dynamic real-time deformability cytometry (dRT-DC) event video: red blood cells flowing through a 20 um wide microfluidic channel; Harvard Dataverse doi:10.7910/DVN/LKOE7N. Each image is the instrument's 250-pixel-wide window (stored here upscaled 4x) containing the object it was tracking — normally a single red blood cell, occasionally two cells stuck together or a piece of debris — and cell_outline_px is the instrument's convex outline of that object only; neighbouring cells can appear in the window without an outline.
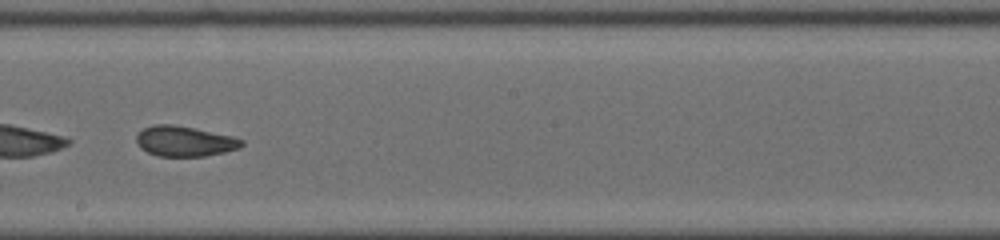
{"species": "common noctule bat (a hibernating species)", "species_latin": "Nyctalus noctula", "temperature_condition": "cold", "stored_images_in_passage": 38, "camera_frame_rate_fps": 3000, "um_per_image_px": 0.085, "animal": {"sex": "male", "body_mass_g": 19.0, "forearm_length_mm": 50.8}, "frame": {"image": 1, "passage_image": 17, "time_ms": 5.333, "image_size_px": [1000, 240], "cell_outline_px": [[244, 144], [240, 148], [224, 152], [204, 156], [156, 156], [140, 148], [136, 140], [136, 136], [144, 128], [156, 124], [172, 124], [232, 136], [244, 140]], "centroid_in_image_um": [15.69, 12.01], "position_along_channel_um": 232.5, "area_um2": 18.44}, "authors_computed_cell_mechanics": {"area_um2": 19.7387, "velocity_mm_per_s": 3.927, "shape_relaxation_time_tau1_ms": null, "shape_relaxation_time_tau2_ms": 1.3538, "deformation_change_tau1": null, "deformation_change_tau2": 0.0566}}